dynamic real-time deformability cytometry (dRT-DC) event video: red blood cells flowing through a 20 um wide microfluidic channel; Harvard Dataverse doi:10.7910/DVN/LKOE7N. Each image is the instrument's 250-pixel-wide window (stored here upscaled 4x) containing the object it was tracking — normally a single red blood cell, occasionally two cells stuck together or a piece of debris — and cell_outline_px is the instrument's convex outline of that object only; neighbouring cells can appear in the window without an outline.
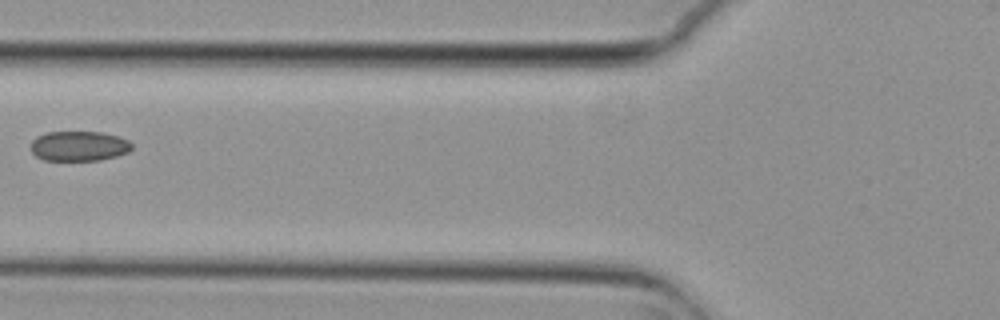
{"species": "common noctule bat (a hibernating species)", "species_latin": "Nyctalus noctula", "temperature_condition": "cold", "stored_images_in_passage": 3, "camera_frame_rate_fps": 3000, "um_per_image_px": 0.085, "animal": {"sex": "female", "body_mass_g": 29.2, "forearm_length_mm": 56.3}, "frame": {"image": 1, "passage_image": 3, "time_ms": 0.667, "image_size_px": [1000, 320], "cell_outline_px": [[132, 148], [128, 152], [116, 156], [100, 160], [44, 160], [36, 156], [32, 152], [32, 140], [36, 136], [48, 132], [100, 132], [116, 136], [128, 140], [132, 144]], "centroid_in_image_um": [6.71, 12.41], "position_along_channel_um": 119.1, "area_um2": 17.51}}